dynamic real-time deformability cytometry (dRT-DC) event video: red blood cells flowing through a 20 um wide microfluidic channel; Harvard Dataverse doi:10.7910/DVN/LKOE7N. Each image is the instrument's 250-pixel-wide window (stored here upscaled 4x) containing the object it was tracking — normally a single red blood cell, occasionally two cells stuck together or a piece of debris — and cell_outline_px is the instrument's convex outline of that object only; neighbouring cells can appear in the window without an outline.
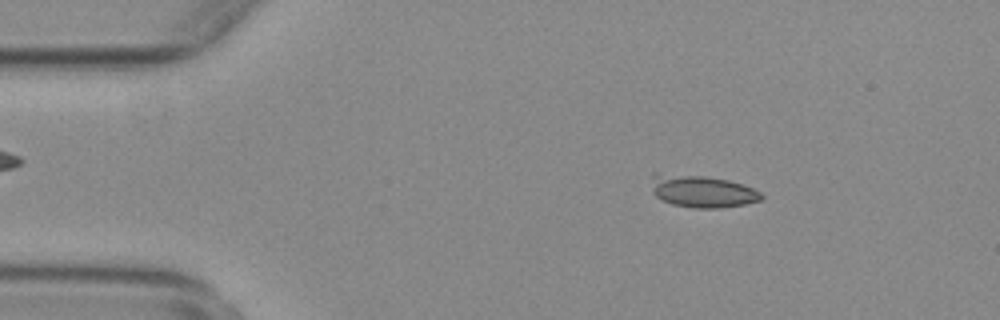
{"species": "common noctule bat (a hibernating species)", "species_latin": "Nyctalus noctula", "temperature_condition": "warm", "stored_images_in_passage": 54, "camera_frame_rate_fps": 3000, "um_per_image_px": 0.085, "animal": {"sex": "female", "body_mass_g": 29.2, "forearm_length_mm": 56.3}, "frame": {"image": 1, "passage_image": 8, "time_ms": 2.333, "image_size_px": [1000, 320], "cell_outline_px": [[764, 200], [744, 204], [720, 208], [692, 208], [672, 204], [656, 196], [652, 192], [652, 172], [656, 172], [704, 176], [728, 180], [744, 184], [760, 192], [764, 196]], "centroid_in_image_um": [59.68, 16.25], "position_along_channel_um": 25.3, "area_um2": 20.92}}
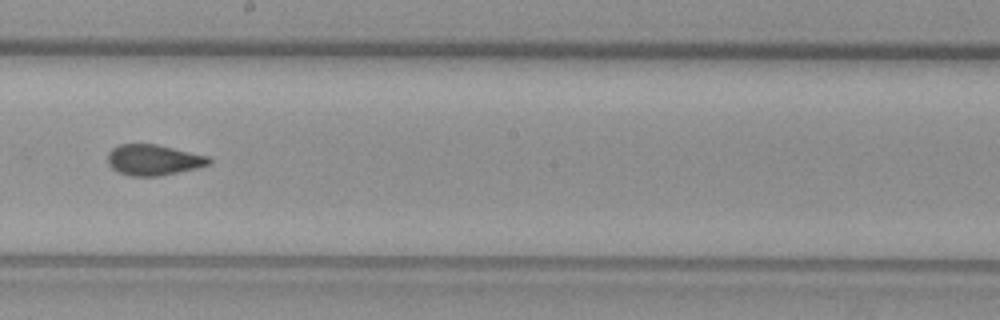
{"frame": {"image": 2, "passage_image": 30, "time_ms": 9.667, "image_size_px": [1000, 320], "cell_outline_px": [[212, 164], [196, 168], [156, 176], [128, 176], [112, 168], [108, 164], [108, 152], [112, 148], [120, 144], [156, 144], [208, 156], [212, 160]], "centroid_in_image_um": [13.04, 13.59], "position_along_channel_um": 235.2, "area_um2": 18.03}}
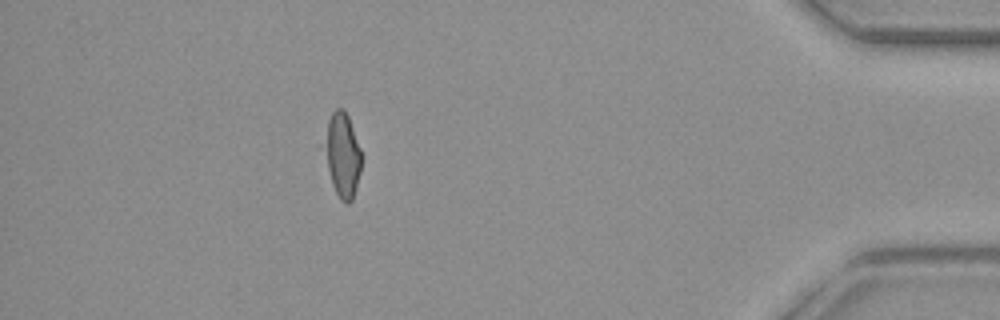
{"frame": {"image": 3, "passage_image": 48, "time_ms": 15.667, "image_size_px": [1000, 320], "cell_outline_px": [[364, 156], [360, 172], [352, 200], [348, 204], [344, 204], [340, 200], [332, 184], [328, 168], [328, 120], [332, 112], [336, 108], [344, 108], [348, 116]], "centroid_in_image_um": [29.2, 13.2], "position_along_channel_um": 406.0, "area_um2": 17.51}, "authors_computed_cell_mechanics": {"area_um2": 18.6116, "velocity_mm_per_s": 3.777, "shape_relaxation_time_tau1_ms": null, "shape_relaxation_time_tau2_ms": 1.3466, "deformation_change_tau1": null, "deformation_change_tau2": 0.0579}}